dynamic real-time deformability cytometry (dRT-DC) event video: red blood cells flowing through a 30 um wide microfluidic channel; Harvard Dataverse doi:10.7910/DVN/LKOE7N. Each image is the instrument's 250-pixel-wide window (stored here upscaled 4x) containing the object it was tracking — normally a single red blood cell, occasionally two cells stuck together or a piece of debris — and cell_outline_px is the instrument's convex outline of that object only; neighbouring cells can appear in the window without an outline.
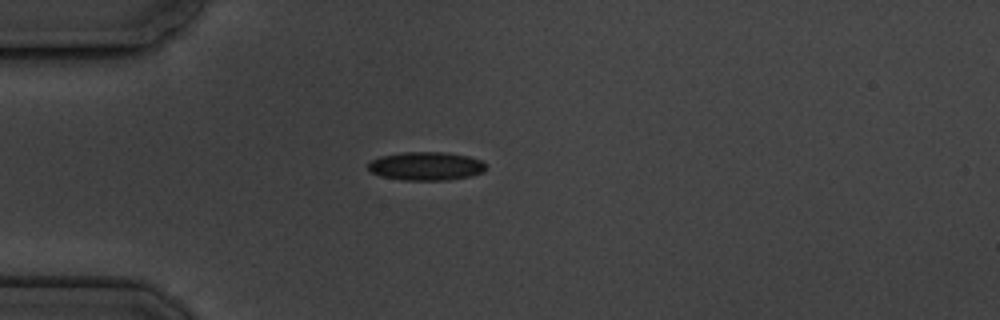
{"species": "common noctule bat (a hibernating species)", "species_latin": "Nyctalus noctula", "temperature_condition": "cold", "stored_images_in_passage": 1, "camera_frame_rate_fps": 3000, "um_per_image_px": 0.085, "animal": {"sex": "male", "body_mass_g": 19.5, "forearm_length_mm": 54.6}, "frame": {"image": 1, "passage_image": 1, "time_ms": 0.0, "image_size_px": [1000, 320], "cell_outline_px": [[484, 172], [472, 176], [448, 180], [404, 180], [380, 176], [368, 172], [368, 164], [372, 160], [380, 156], [404, 152], [448, 152], [468, 156], [480, 160], [484, 164]], "centroid_in_image_um": [36.19, 14.12], "position_along_channel_um": 48.8, "area_um2": 19.65}}